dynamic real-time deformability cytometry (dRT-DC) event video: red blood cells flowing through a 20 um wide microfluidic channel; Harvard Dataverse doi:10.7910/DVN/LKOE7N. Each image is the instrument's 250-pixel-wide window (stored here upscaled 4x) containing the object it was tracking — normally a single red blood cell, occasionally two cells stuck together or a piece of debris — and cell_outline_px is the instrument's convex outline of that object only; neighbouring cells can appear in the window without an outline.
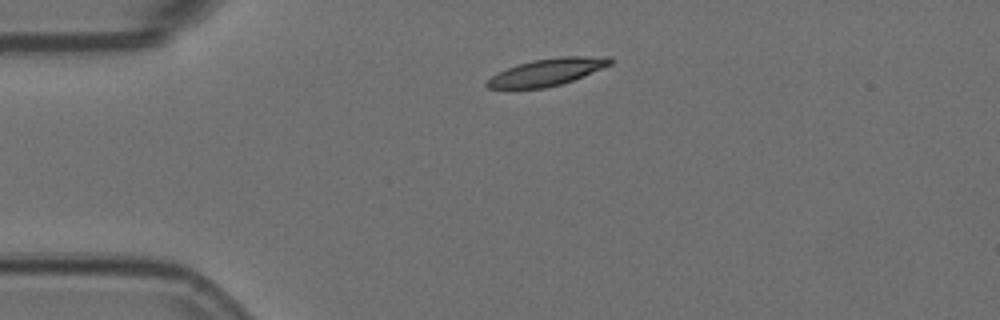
{"species": "Egyptian fruit bat (a non-hibernating species)", "species_latin": "Rousettus aegyptiacus", "temperature_condition": "room temperature", "stored_images_in_passage": 36, "camera_frame_rate_fps": 3000, "um_per_image_px": 0.085, "animal": {"sex": "female"}, "frame": {"image": 1, "passage_image": 1, "time_ms": 0.0, "image_size_px": [1000, 320], "cell_outline_px": [[616, 60], [612, 64], [584, 76], [560, 84], [544, 88], [488, 88], [484, 84], [492, 76], [516, 64], [532, 60], [560, 56], [612, 56]], "centroid_in_image_um": [46.58, 6.1], "position_along_channel_um": 38.4, "area_um2": 19.48}}
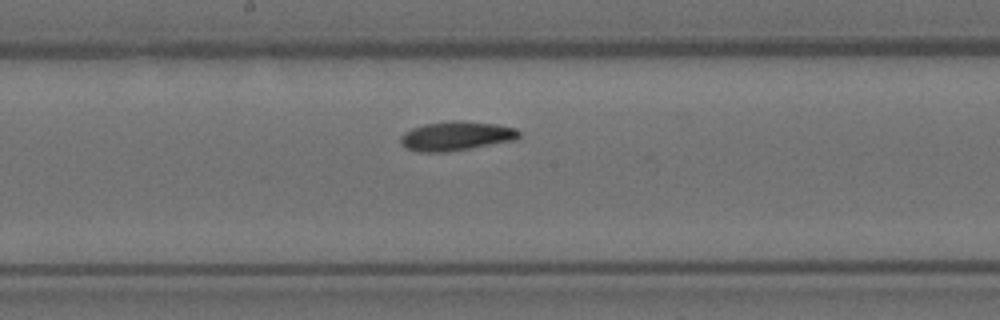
{"frame": {"image": 2, "passage_image": 18, "time_ms": 5.667, "image_size_px": [1000, 320], "cell_outline_px": [[520, 136], [516, 140], [444, 152], [420, 152], [404, 148], [400, 144], [400, 136], [404, 132], [412, 128], [424, 124], [448, 120], [464, 120], [496, 124], [516, 128], [520, 132]], "centroid_in_image_um": [38.74, 11.54], "position_along_channel_um": 209.5, "area_um2": 20.35}}
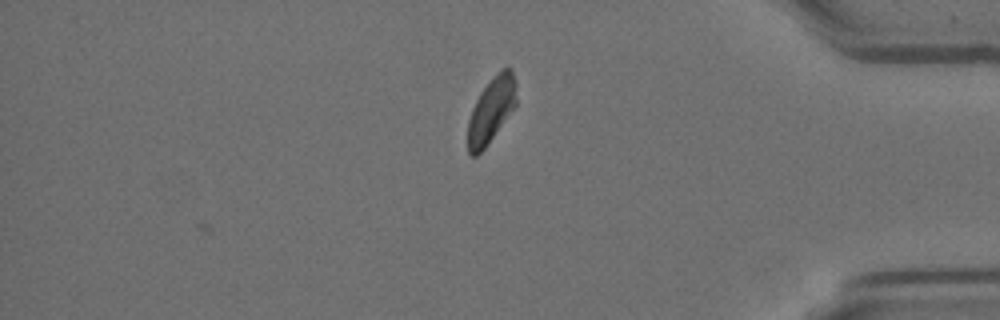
{"frame": {"image": 3, "passage_image": 36, "time_ms": 11.667, "image_size_px": [1000, 320], "cell_outline_px": [[516, 104], [484, 148], [476, 156], [472, 156], [468, 152], [468, 120], [472, 108], [480, 92], [492, 76], [496, 72], [504, 68], [512, 68], [516, 80]], "centroid_in_image_um": [41.75, 9.3], "position_along_channel_um": 393.4, "area_um2": 18.26}, "authors_computed_cell_mechanics": {"area_um2": 19.6231, "velocity_mm_per_s": 3.5481, "shape_relaxation_time_tau1_ms": 4.3823, "shape_relaxation_time_tau2_ms": 11.1833, "deformation_change_tau1": 0.1472, "deformation_change_tau2": 0.1414}}